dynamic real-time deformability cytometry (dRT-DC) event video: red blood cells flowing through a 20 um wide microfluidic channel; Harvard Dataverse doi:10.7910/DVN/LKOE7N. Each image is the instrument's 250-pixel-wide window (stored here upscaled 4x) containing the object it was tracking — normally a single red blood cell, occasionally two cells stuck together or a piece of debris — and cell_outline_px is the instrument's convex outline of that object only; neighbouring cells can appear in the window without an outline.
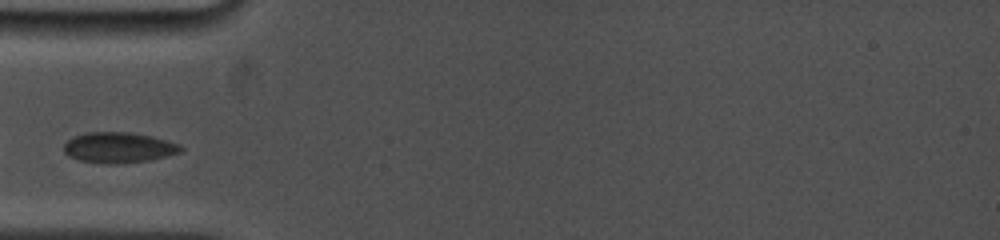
{"species": "common noctule bat (a hibernating species)", "species_latin": "Nyctalus noctula", "temperature_condition": "cold", "stored_images_in_passage": 29, "camera_frame_rate_fps": 5000, "um_per_image_px": 0.085, "animal": {"sex": "female", "body_mass_g": 19.0, "forearm_length_mm": 53.3}, "frame": {"image": 1, "passage_image": 1, "time_ms": 0.0, "image_size_px": [1000, 240], "cell_outline_px": [[184, 148], [180, 152], [168, 156], [148, 160], [116, 164], [100, 164], [80, 160], [64, 152], [64, 144], [72, 136], [84, 132], [132, 132], [152, 136], [168, 140], [180, 144]], "centroid_in_image_um": [10.1, 12.53], "position_along_channel_um": 74.9, "area_um2": 21.04}}
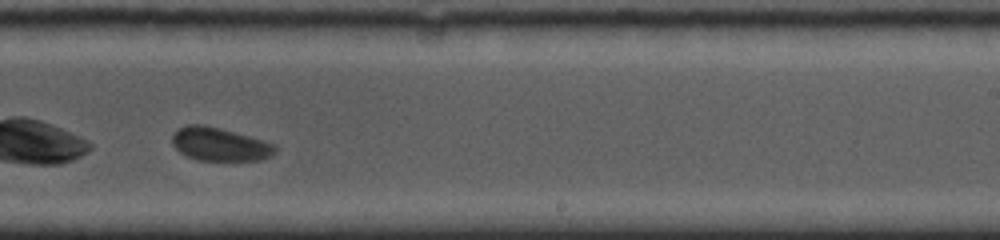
{"frame": {"image": 2, "passage_image": 17, "time_ms": 5.2, "image_size_px": [1000, 240], "cell_outline_px": [[276, 152], [272, 156], [260, 160], [200, 160], [188, 156], [180, 152], [172, 144], [172, 136], [180, 128], [188, 124], [204, 124], [220, 128], [264, 140], [276, 144]], "centroid_in_image_um": [18.71, 12.26], "position_along_channel_um": 270.3, "area_um2": 19.94}}